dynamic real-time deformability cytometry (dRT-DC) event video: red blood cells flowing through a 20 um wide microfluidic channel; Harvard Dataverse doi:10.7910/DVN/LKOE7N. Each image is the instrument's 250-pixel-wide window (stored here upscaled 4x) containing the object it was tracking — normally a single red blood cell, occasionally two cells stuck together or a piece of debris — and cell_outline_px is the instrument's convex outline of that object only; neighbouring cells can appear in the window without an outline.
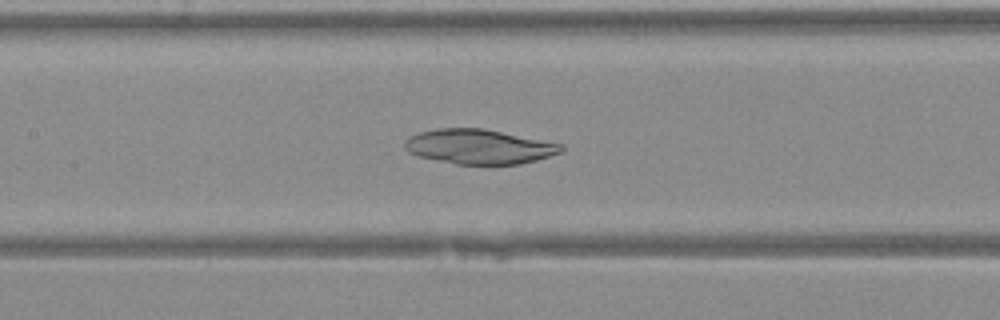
{"species": "Egyptian fruit bat (a non-hibernating species)", "species_latin": "Rousettus aegyptiacus", "temperature_condition": "warm", "stored_images_in_passage": 36, "camera_frame_rate_fps": 3000, "um_per_image_px": 0.085, "animal": {"sex": "female"}, "frame": {"image": 1, "passage_image": 19, "time_ms": 6.0, "image_size_px": [1000, 320], "cell_outline_px": [[564, 152], [536, 160], [520, 164], [456, 164], [420, 156], [408, 152], [404, 148], [404, 140], [420, 132], [440, 128], [484, 128], [564, 144]], "centroid_in_image_um": [40.77, 12.46], "position_along_channel_um": 166.6, "area_um2": 31.62}}
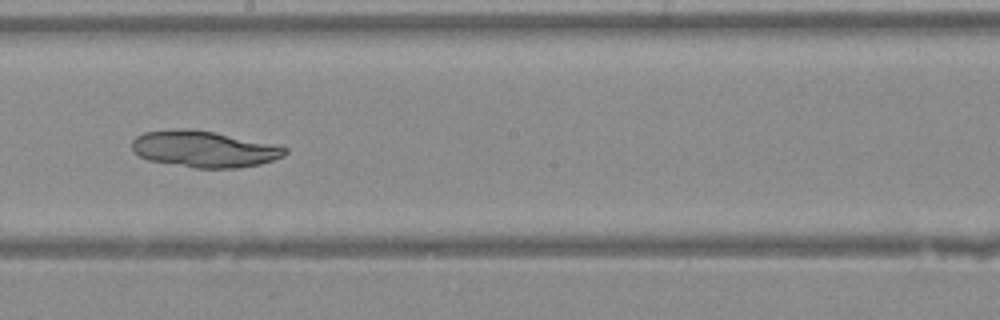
{"frame": {"image": 2, "passage_image": 23, "time_ms": 7.333, "image_size_px": [1000, 320], "cell_outline_px": [[288, 152], [284, 156], [260, 164], [240, 168], [196, 168], [148, 160], [140, 156], [132, 148], [132, 140], [136, 136], [144, 132], [180, 128], [192, 128], [212, 132], [288, 148]], "centroid_in_image_um": [17.31, 12.67], "position_along_channel_um": 230.9, "area_um2": 32.08}}
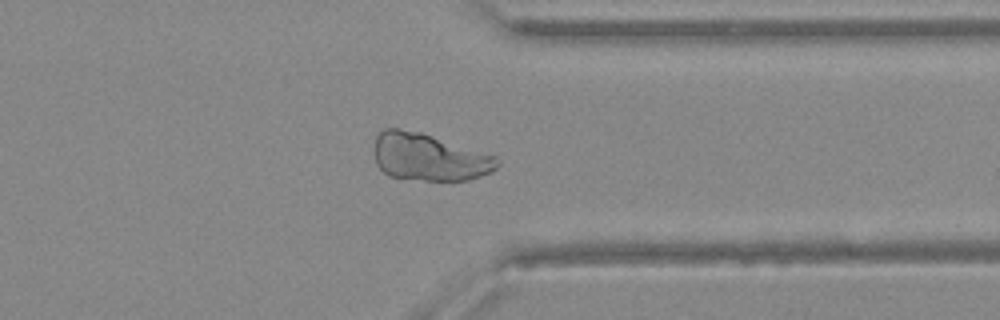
{"frame": {"image": 3, "passage_image": 32, "time_ms": 10.333, "image_size_px": [1000, 320], "cell_outline_px": [[500, 164], [492, 172], [468, 180], [424, 180], [388, 176], [376, 164], [376, 136], [384, 128], [400, 128], [420, 132], [496, 156], [500, 160]], "centroid_in_image_um": [36.49, 13.36], "position_along_channel_um": 374.9, "area_um2": 33.64}}